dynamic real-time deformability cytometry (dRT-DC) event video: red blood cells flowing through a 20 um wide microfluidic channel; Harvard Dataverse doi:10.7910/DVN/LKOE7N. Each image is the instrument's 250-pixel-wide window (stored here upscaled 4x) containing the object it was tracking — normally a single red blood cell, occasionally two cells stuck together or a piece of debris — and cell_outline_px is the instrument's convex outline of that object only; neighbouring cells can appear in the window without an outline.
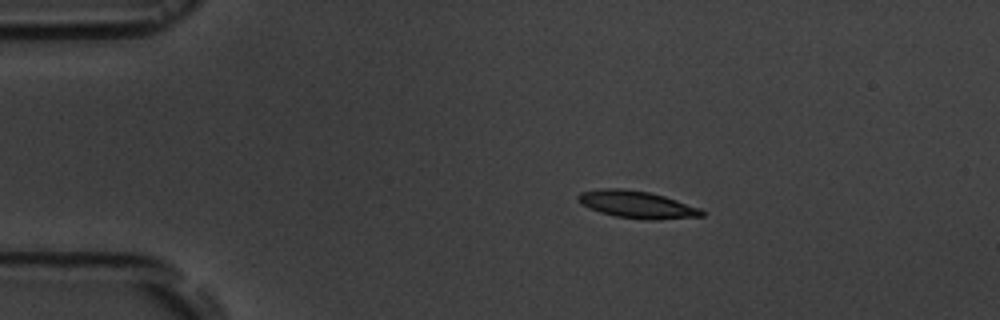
{"species": "common noctule bat (a hibernating species)", "species_latin": "Nyctalus noctula", "temperature_condition": "room temperature", "stored_images_in_passage": 3, "camera_frame_rate_fps": 3000, "um_per_image_px": 0.085, "animal": {"sex": "male", "body_mass_g": 19.5, "forearm_length_mm": 54.6}, "frame": {"image": 1, "passage_image": 2, "time_ms": 1.0, "image_size_px": [1000, 320], "cell_outline_px": [[704, 216], [656, 220], [648, 220], [616, 216], [600, 212], [588, 208], [580, 204], [576, 200], [576, 196], [580, 192], [600, 188], [624, 188], [648, 192], [664, 196], [700, 208], [704, 212]], "centroid_in_image_um": [54.08, 17.38], "position_along_channel_um": 30.9, "area_um2": 19.77}}